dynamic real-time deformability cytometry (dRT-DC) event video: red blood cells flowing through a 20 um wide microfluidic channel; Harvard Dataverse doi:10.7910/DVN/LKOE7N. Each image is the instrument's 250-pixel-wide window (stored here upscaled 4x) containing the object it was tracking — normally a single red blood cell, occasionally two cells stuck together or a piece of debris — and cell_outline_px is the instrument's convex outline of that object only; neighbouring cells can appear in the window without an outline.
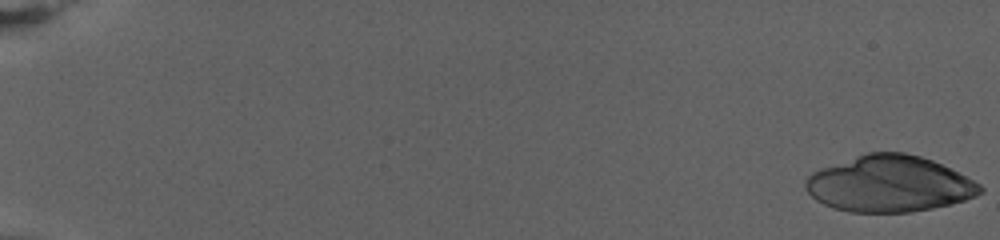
{"species": "human", "species_latin": "Homo sapiens", "temperature_condition": "warm", "stored_images_in_passage": 61, "camera_frame_rate_fps": 3000, "um_per_image_px": 0.085, "donor": {"sex": "female"}, "frame": {"image": 1, "passage_image": 1, "time_ms": 0.0, "image_size_px": [1000, 240], "cell_outline_px": [[984, 192], [976, 196], [964, 200], [932, 208], [912, 212], [848, 212], [832, 208], [816, 200], [804, 188], [804, 180], [812, 172], [820, 168], [868, 152], [904, 152], [920, 156], [932, 160], [980, 184], [984, 188]], "centroid_in_image_um": [75.55, 15.64], "position_along_channel_um": 9.4, "area_um2": 57.05}}
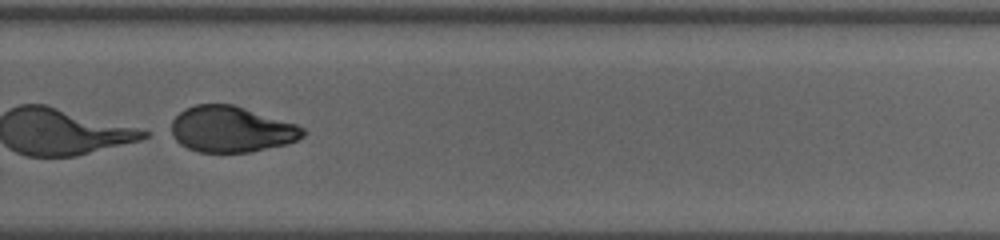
{"frame": {"image": 2, "passage_image": 57, "time_ms": 18.667, "image_size_px": [1000, 240], "cell_outline_px": [[308, 132], [304, 136], [288, 144], [252, 152], [200, 152], [188, 148], [180, 144], [164, 132], [172, 120], [184, 108], [196, 104], [232, 104], [296, 124], [304, 128]], "centroid_in_image_um": [19.59, 10.99], "position_along_channel_um": 310.2, "area_um2": 35.89}}